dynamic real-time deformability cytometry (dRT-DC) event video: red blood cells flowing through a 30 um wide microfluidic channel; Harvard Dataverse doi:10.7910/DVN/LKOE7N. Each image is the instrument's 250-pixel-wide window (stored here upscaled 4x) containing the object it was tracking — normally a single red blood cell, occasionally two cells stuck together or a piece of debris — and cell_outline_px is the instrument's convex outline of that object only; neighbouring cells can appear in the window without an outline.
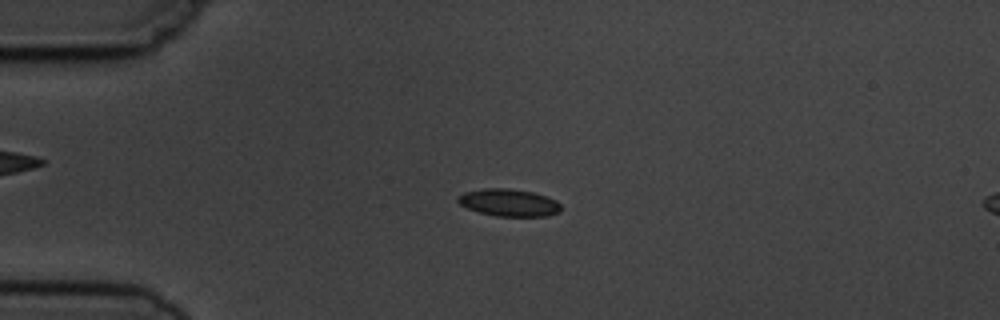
{"species": "common noctule bat (a hibernating species)", "species_latin": "Nyctalus noctula", "temperature_condition": "cold", "stored_images_in_passage": 3, "segment_of_instrument_passage": [1, 2], "camera_frame_rate_fps": 3000, "um_per_image_px": 0.085, "animal": {"sex": "male", "body_mass_g": 19.5, "forearm_length_mm": 54.6}, "frame": {"image": 1, "passage_image": 2, "time_ms": 1.333, "image_size_px": [1000, 320], "cell_outline_px": [[560, 212], [548, 216], [496, 216], [480, 212], [468, 208], [460, 204], [456, 200], [456, 196], [464, 192], [484, 188], [508, 188], [532, 192], [548, 196], [556, 200], [560, 204]], "centroid_in_image_um": [43.25, 17.21], "position_along_channel_um": 41.7, "area_um2": 16.47}}